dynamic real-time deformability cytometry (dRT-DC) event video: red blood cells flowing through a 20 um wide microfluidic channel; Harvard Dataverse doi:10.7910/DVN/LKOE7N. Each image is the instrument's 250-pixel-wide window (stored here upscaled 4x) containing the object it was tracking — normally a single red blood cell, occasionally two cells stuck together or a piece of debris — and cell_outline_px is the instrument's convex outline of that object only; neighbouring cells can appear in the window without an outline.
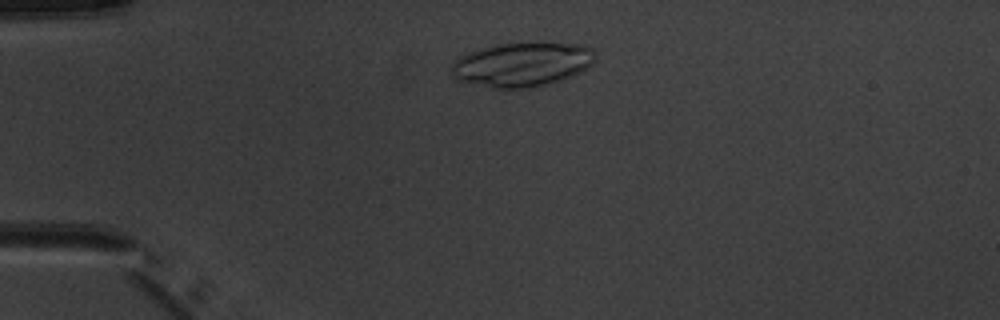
{"species": "common noctule bat (a hibernating species)", "species_latin": "Nyctalus noctula", "temperature_condition": "warm", "stored_images_in_passage": 4, "camera_frame_rate_fps": 3000, "um_per_image_px": 0.085, "animal": {"sex": "male", "body_mass_g": 20.1, "forearm_length_mm": 53.5}, "frame": {"image": 1, "passage_image": 2, "time_ms": 1.0, "image_size_px": [1000, 320], "cell_outline_px": [[596, 60], [588, 68], [580, 72], [548, 84], [536, 88], [492, 88], [460, 80], [452, 76], [452, 64], [460, 56], [468, 52], [500, 44], [584, 44], [592, 48], [596, 52]], "centroid_in_image_um": [44.42, 5.49], "position_along_channel_um": 40.6, "area_um2": 36.65}}